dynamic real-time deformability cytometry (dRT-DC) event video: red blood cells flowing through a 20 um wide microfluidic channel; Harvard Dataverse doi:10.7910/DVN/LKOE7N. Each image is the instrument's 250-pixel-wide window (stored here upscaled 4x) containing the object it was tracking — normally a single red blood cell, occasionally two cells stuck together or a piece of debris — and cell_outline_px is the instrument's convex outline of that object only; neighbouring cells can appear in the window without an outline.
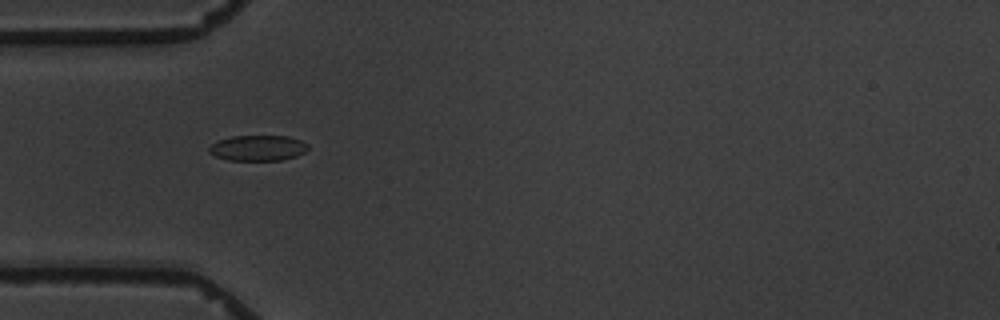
{"species": "common noctule bat (a hibernating species)", "species_latin": "Nyctalus noctula", "temperature_condition": "warm", "stored_images_in_passage": 5, "camera_frame_rate_fps": 3000, "um_per_image_px": 0.085, "animal": {"sex": "male", "body_mass_g": 19.5, "forearm_length_mm": 54.6}, "frame": {"image": 1, "passage_image": 1, "time_ms": 0.0, "image_size_px": [1000, 320], "cell_outline_px": [[308, 148], [304, 152], [296, 156], [280, 160], [228, 160], [216, 156], [208, 152], [208, 148], [212, 144], [220, 140], [232, 136], [288, 136], [300, 140], [308, 144]], "centroid_in_image_um": [21.92, 12.58], "position_along_channel_um": 63.1, "area_um2": 14.62}}
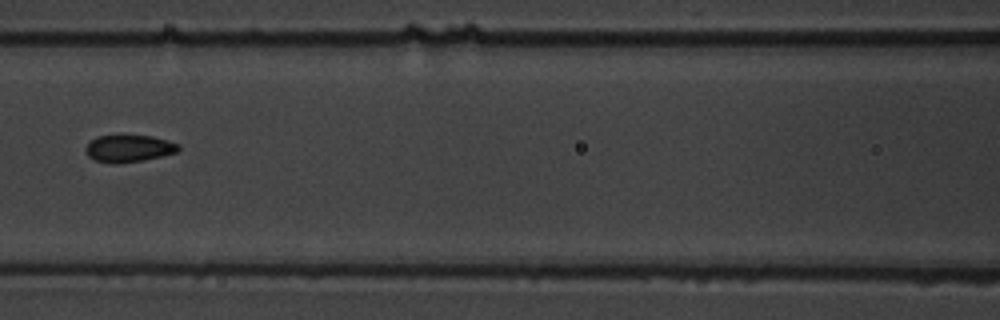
{"frame": {"image": 2, "passage_image": 3, "time_ms": 2.667, "image_size_px": [1000, 320], "cell_outline_px": [[180, 148], [176, 152], [144, 160], [116, 164], [112, 164], [96, 160], [88, 156], [84, 148], [96, 136], [120, 132], [124, 132], [152, 136], [180, 144]], "centroid_in_image_um": [10.91, 12.56], "position_along_channel_um": 155.7, "area_um2": 15.37}}
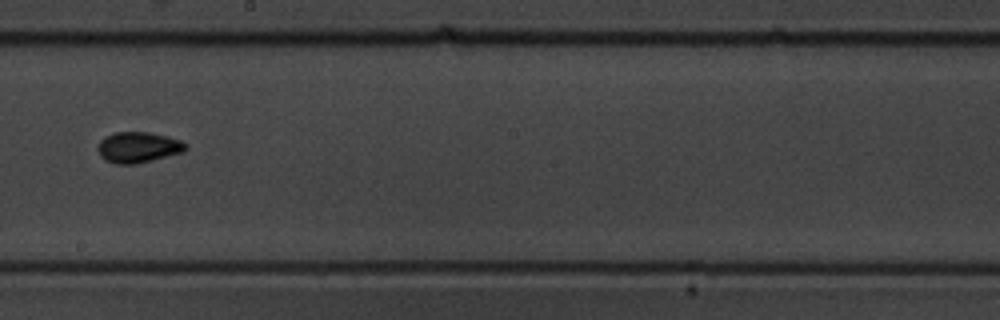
{"frame": {"image": 3, "passage_image": 5, "time_ms": 5.0, "image_size_px": [1000, 320], "cell_outline_px": [[188, 148], [184, 152], [152, 160], [132, 164], [116, 164], [104, 160], [100, 156], [96, 148], [100, 140], [104, 136], [116, 132], [148, 132], [180, 140], [188, 144]], "centroid_in_image_um": [11.72, 12.52], "position_along_channel_um": 236.5, "area_um2": 15.84}}